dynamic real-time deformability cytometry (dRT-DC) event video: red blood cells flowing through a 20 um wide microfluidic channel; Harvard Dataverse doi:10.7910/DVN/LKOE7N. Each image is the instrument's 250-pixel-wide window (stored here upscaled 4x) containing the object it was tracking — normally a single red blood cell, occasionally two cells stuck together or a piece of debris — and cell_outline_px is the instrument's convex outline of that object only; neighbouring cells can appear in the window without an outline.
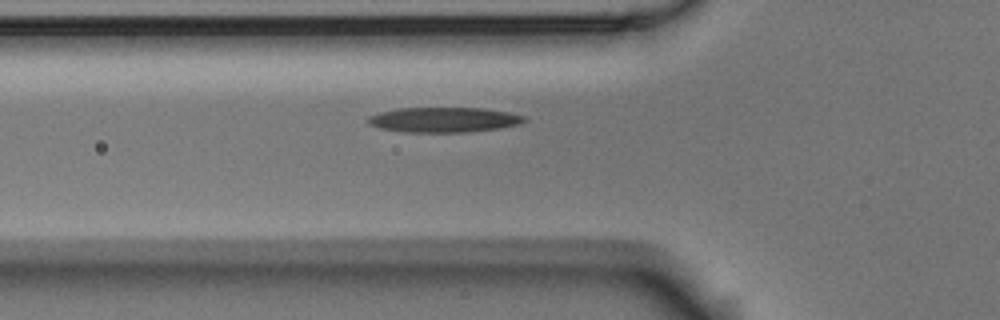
{"species": "Egyptian fruit bat (a non-hibernating species)", "species_latin": "Rousettus aegyptiacus", "temperature_condition": "room temperature", "stored_images_in_passage": 42, "camera_frame_rate_fps": 3000, "um_per_image_px": 0.085, "animal": {"sex": "male"}, "frame": {"image": 1, "passage_image": 5, "time_ms": 1.333, "image_size_px": [1000, 320], "cell_outline_px": [[528, 120], [520, 124], [500, 128], [464, 132], [404, 132], [380, 128], [368, 124], [364, 120], [368, 116], [380, 112], [396, 108], [484, 108], [508, 112], [524, 116]], "centroid_in_image_um": [37.69, 10.18], "position_along_channel_um": 88.1, "area_um2": 22.95}}
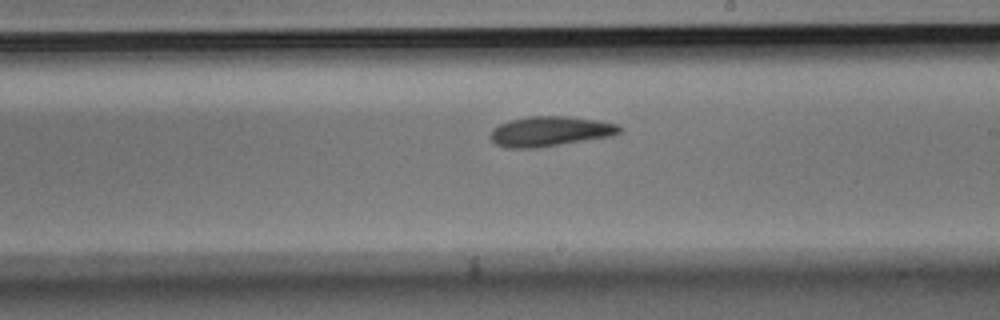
{"frame": {"image": 2, "passage_image": 18, "time_ms": 5.667, "image_size_px": [1000, 320], "cell_outline_px": [[624, 132], [612, 136], [536, 148], [504, 148], [496, 144], [488, 136], [492, 128], [508, 120], [528, 116], [568, 116], [600, 120], [616, 124], [624, 128]], "centroid_in_image_um": [46.76, 11.16], "position_along_channel_um": 242.2, "area_um2": 22.95}}
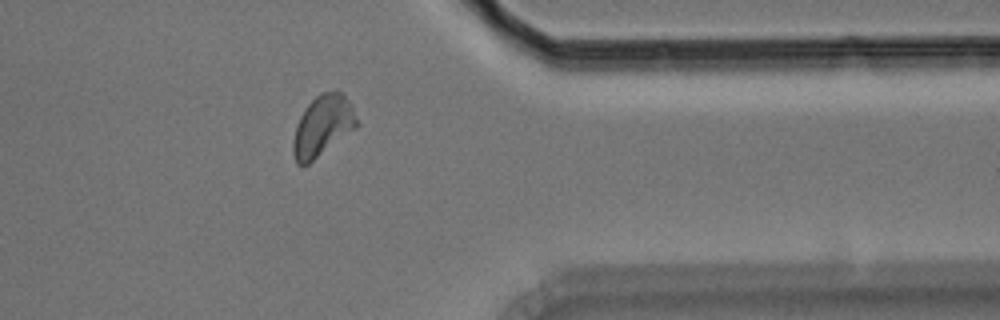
{"frame": {"image": 3, "passage_image": 31, "time_ms": 10.0, "image_size_px": [1000, 320], "cell_outline_px": [[360, 124], [356, 128], [304, 168], [296, 164], [292, 152], [292, 140], [296, 124], [304, 108], [320, 92], [340, 92], [352, 104]], "centroid_in_image_um": [27.4, 10.74], "position_along_channel_um": 384.0, "area_um2": 22.95}, "authors_computed_cell_mechanics": {"area_um2": 21.6172, "velocity_mm_per_s": 3.5473, "shape_relaxation_time_tau1_ms": 4.5299, "shape_relaxation_time_tau2_ms": 9.6049, "deformation_change_tau1": 0.1546, "deformation_change_tau2": 0.1317}}